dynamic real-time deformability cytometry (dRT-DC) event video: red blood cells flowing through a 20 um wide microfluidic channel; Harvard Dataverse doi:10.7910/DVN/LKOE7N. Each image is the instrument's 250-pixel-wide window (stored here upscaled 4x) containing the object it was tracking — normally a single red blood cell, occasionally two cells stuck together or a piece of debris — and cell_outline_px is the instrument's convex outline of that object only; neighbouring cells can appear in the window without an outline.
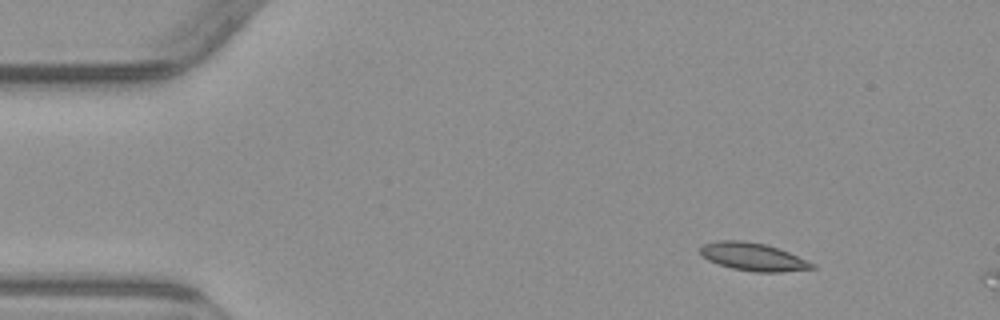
{"species": "common noctule bat (a hibernating species)", "species_latin": "Nyctalus noctula", "temperature_condition": "warm", "stored_images_in_passage": 2, "camera_frame_rate_fps": 3000, "um_per_image_px": 0.085, "animal": {"sex": "male", "body_mass_g": 23.1, "forearm_length_mm": 52.7}, "frame": {"image": 1, "passage_image": 1, "time_ms": 0.0, "image_size_px": [1000, 320], "cell_outline_px": [[816, 268], [780, 272], [756, 272], [732, 268], [708, 260], [700, 252], [700, 248], [704, 244], [716, 240], [744, 240], [764, 244], [788, 252], [816, 264]], "centroid_in_image_um": [64.02, 21.82], "position_along_channel_um": 21.0, "area_um2": 17.98}}